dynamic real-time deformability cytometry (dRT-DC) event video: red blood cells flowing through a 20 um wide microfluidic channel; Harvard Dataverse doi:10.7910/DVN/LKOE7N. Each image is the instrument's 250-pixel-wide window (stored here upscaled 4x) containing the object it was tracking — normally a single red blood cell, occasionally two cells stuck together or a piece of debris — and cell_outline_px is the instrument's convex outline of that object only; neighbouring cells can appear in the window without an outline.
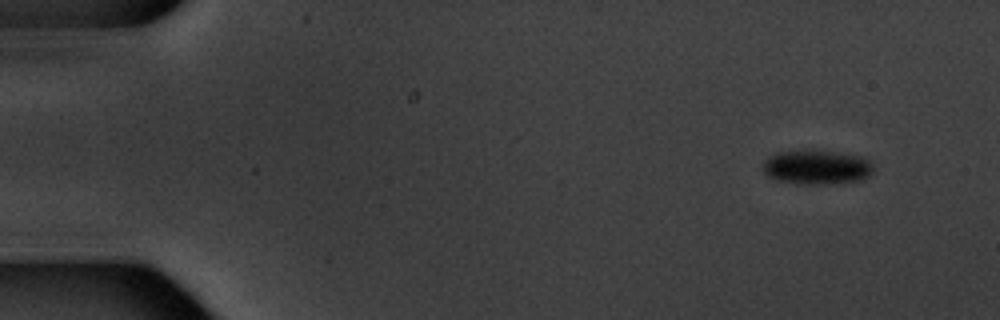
{"species": "common noctule bat (a hibernating species)", "species_latin": "Nyctalus noctula", "temperature_condition": "warm", "stored_images_in_passage": 5, "camera_frame_rate_fps": 3000, "um_per_image_px": 0.085, "animal": {"sex": "male", "body_mass_g": 20.1, "forearm_length_mm": 53.5}, "frame": {"image": 1, "passage_image": 1, "time_ms": 0.0, "image_size_px": [1000, 320], "cell_outline_px": [[872, 172], [868, 176], [860, 180], [824, 184], [796, 184], [776, 180], [768, 176], [764, 172], [764, 160], [768, 156], [780, 152], [804, 148], [808, 148], [856, 156], [868, 160], [872, 164]], "centroid_in_image_um": [69.35, 14.2], "position_along_channel_um": 15.6, "area_um2": 22.2}}
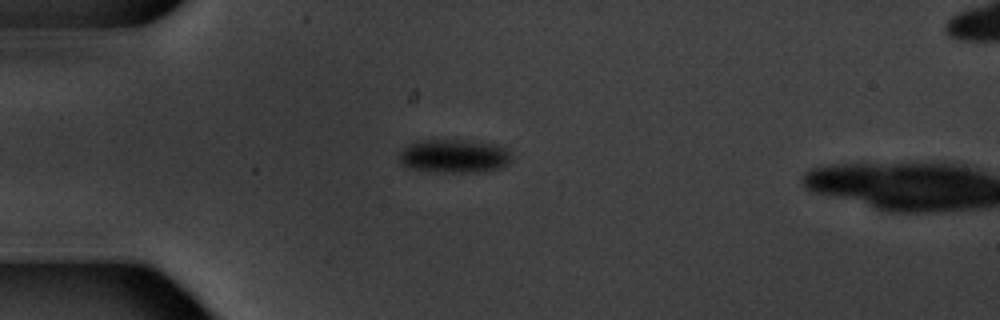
{"frame": {"image": 2, "passage_image": 4, "time_ms": 3.667, "image_size_px": [1000, 320], "cell_outline_px": [[512, 160], [500, 168], [480, 172], [432, 172], [404, 168], [400, 160], [400, 152], [408, 144], [416, 140], [464, 140], [500, 144], [508, 148], [512, 156]], "centroid_in_image_um": [38.61, 13.27], "position_along_channel_um": 46.4, "area_um2": 22.48}}